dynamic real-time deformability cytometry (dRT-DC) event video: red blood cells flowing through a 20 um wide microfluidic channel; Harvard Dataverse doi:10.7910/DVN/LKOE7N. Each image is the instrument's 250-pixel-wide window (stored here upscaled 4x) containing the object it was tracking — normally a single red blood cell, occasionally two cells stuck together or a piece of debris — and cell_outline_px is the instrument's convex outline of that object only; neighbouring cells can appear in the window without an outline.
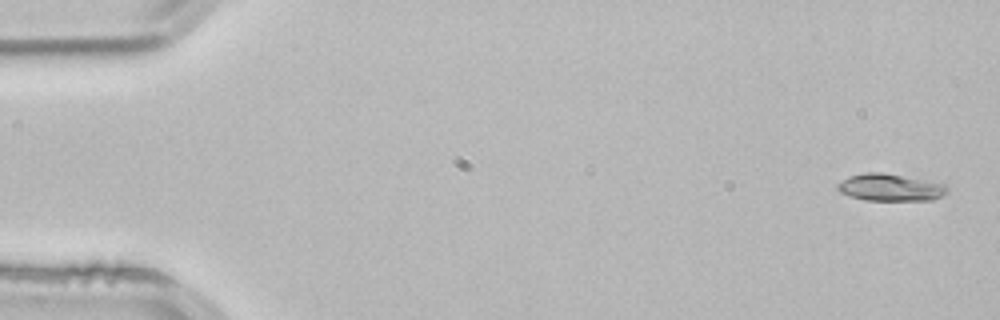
{"species": "common noctule bat (a hibernating species)", "species_latin": "Nyctalus noctula", "temperature_condition": "room temperature", "stored_images_in_passage": 4, "camera_frame_rate_fps": 3000, "um_per_image_px": 0.085, "animal": {"sex": "male", "body_mass_g": 21.5, "forearm_length_mm": 52.0}, "frame": {"image": 1, "passage_image": 1, "time_ms": 0.0, "image_size_px": [1000, 320], "cell_outline_px": [[948, 192], [932, 200], [864, 200], [840, 192], [836, 188], [836, 184], [848, 176], [864, 172], [880, 172], [944, 184], [948, 188]], "centroid_in_image_um": [75.62, 15.93], "position_along_channel_um": 9.4, "area_um2": 17.11}}
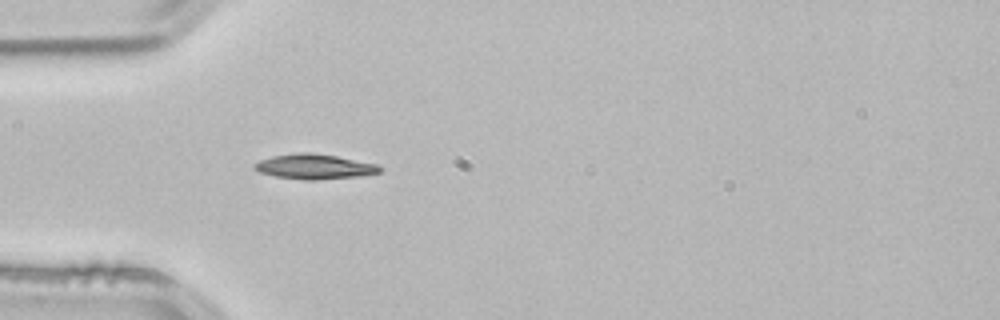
{"frame": {"image": 2, "passage_image": 4, "time_ms": 1.0, "image_size_px": [1000, 320], "cell_outline_px": [[380, 172], [360, 176], [316, 180], [304, 180], [276, 176], [260, 172], [252, 168], [252, 164], [260, 160], [272, 156], [300, 152], [308, 152], [336, 156], [376, 164], [380, 168]], "centroid_in_image_um": [26.67, 14.16], "position_along_channel_um": 58.3, "area_um2": 18.09}}